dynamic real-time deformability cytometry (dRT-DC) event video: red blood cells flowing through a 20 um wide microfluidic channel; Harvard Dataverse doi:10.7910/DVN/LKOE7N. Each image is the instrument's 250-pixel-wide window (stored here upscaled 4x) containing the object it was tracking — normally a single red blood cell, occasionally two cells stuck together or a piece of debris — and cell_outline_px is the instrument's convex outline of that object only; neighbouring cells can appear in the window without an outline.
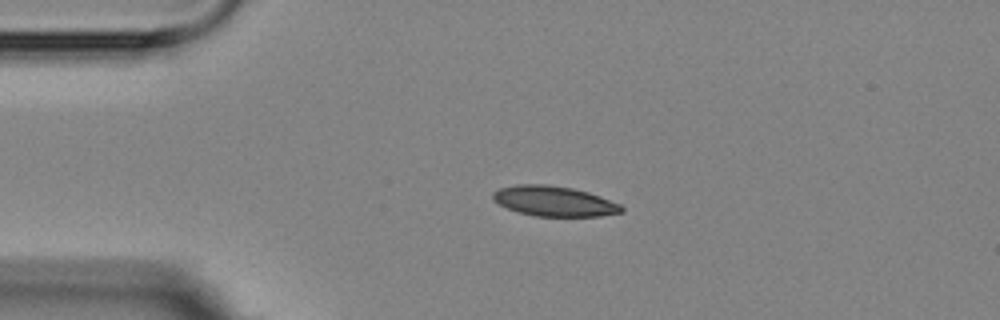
{"species": "Egyptian fruit bat (a non-hibernating species)", "species_latin": "Rousettus aegyptiacus", "temperature_condition": "room temperature", "stored_images_in_passage": 4, "camera_frame_rate_fps": 3000, "um_per_image_px": 0.085, "animal": {"sex": "female"}, "frame": {"image": 1, "passage_image": 3, "time_ms": 2.333, "image_size_px": [1000, 320], "cell_outline_px": [[624, 212], [600, 216], [536, 216], [520, 212], [508, 208], [492, 200], [492, 192], [500, 188], [516, 184], [548, 184], [572, 188], [588, 192], [600, 196], [620, 204], [624, 208]], "centroid_in_image_um": [47.11, 17.09], "position_along_channel_um": 37.9, "area_um2": 22.6}}